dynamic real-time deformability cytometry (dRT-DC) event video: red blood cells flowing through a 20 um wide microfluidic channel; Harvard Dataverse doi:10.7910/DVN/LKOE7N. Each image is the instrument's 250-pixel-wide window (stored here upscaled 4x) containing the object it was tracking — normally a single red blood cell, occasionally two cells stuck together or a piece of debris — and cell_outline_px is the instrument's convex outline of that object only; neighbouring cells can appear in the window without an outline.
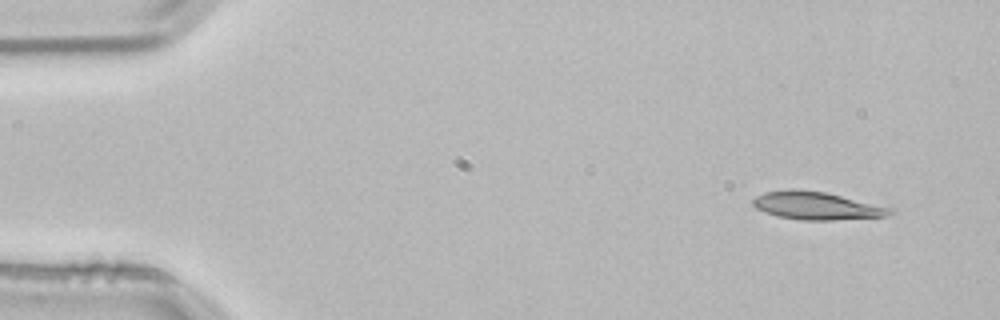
{"species": "common noctule bat (a hibernating species)", "species_latin": "Nyctalus noctula", "temperature_condition": "room temperature", "stored_images_in_passage": 4, "segment_of_instrument_passage": [2, 2], "camera_frame_rate_fps": 3000, "um_per_image_px": 0.085, "animal": {"sex": "male", "body_mass_g": 21.5, "forearm_length_mm": 52.0}, "frame": {"image": 1, "passage_image": 4, "time_ms": 1.0, "image_size_px": [1000, 320], "cell_outline_px": [[892, 212], [884, 216], [832, 220], [804, 220], [776, 216], [764, 212], [756, 208], [752, 204], [752, 200], [756, 196], [764, 192], [792, 188], [796, 188], [824, 192], [892, 208]], "centroid_in_image_um": [69.32, 17.48], "position_along_channel_um": 15.7, "area_um2": 22.02}}